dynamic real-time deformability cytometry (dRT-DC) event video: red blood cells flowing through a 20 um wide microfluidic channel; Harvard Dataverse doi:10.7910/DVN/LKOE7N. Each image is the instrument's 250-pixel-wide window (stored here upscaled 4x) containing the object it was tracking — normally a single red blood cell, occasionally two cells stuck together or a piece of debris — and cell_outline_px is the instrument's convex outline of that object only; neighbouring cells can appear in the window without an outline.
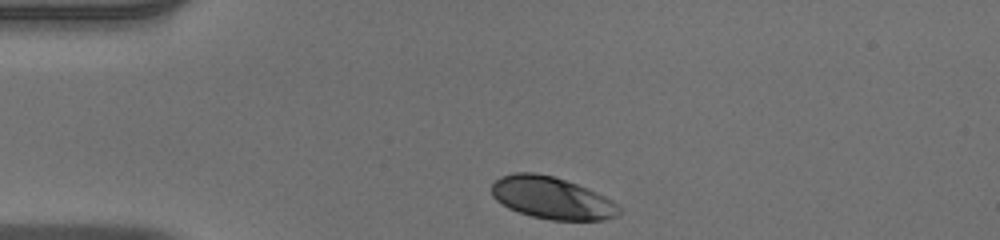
{"species": "human", "species_latin": "Homo sapiens", "temperature_condition": "warm", "stored_images_in_passage": 33, "camera_frame_rate_fps": 3000, "um_per_image_px": 0.085, "donor": {"sex": "male"}, "frame": {"image": 1, "passage_image": 1, "time_ms": 0.0, "image_size_px": [1000, 240], "cell_outline_px": [[620, 212], [616, 216], [604, 220], [552, 220], [532, 216], [508, 208], [496, 200], [492, 196], [492, 184], [500, 176], [512, 172], [536, 172], [552, 176], [588, 188], [612, 200], [620, 208]], "centroid_in_image_um": [46.89, 16.82], "position_along_channel_um": 38.1, "area_um2": 31.21}}
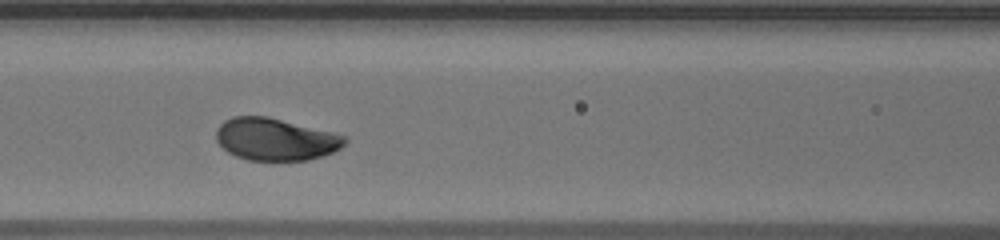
{"frame": {"image": 2, "passage_image": 12, "time_ms": 3.667, "image_size_px": [1000, 240], "cell_outline_px": [[348, 140], [340, 148], [324, 156], [308, 160], [248, 160], [236, 156], [228, 152], [216, 140], [216, 128], [224, 120], [232, 116], [268, 116], [348, 136]], "centroid_in_image_um": [23.42, 11.83], "position_along_channel_um": 143.2, "area_um2": 31.79}}
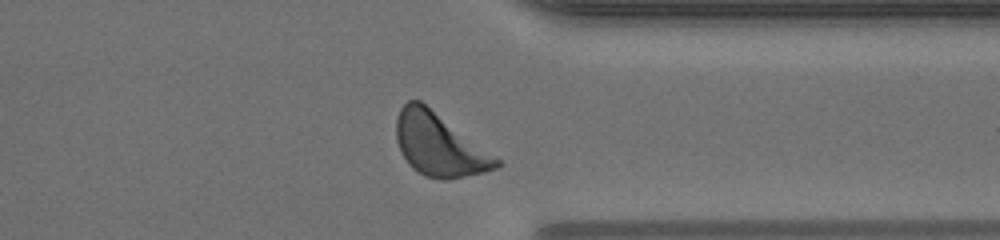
{"frame": {"image": 3, "passage_image": 30, "time_ms": 9.667, "image_size_px": [1000, 240], "cell_outline_px": [[500, 168], [484, 172], [448, 180], [440, 180], [424, 176], [412, 168], [408, 164], [400, 152], [396, 140], [396, 116], [400, 108], [408, 100], [420, 100], [500, 160]], "centroid_in_image_um": [37.28, 12.32], "position_along_channel_um": 374.1, "area_um2": 36.41}, "authors_computed_cell_mechanics": {"area_um2": 32.2524, "velocity_mm_per_s": 3.8965, "shape_relaxation_time_tau1_ms": 2.5231, "shape_relaxation_time_tau2_ms": 6.2106, "deformation_change_tau1": 0.1626, "deformation_change_tau2": 0.2048}}